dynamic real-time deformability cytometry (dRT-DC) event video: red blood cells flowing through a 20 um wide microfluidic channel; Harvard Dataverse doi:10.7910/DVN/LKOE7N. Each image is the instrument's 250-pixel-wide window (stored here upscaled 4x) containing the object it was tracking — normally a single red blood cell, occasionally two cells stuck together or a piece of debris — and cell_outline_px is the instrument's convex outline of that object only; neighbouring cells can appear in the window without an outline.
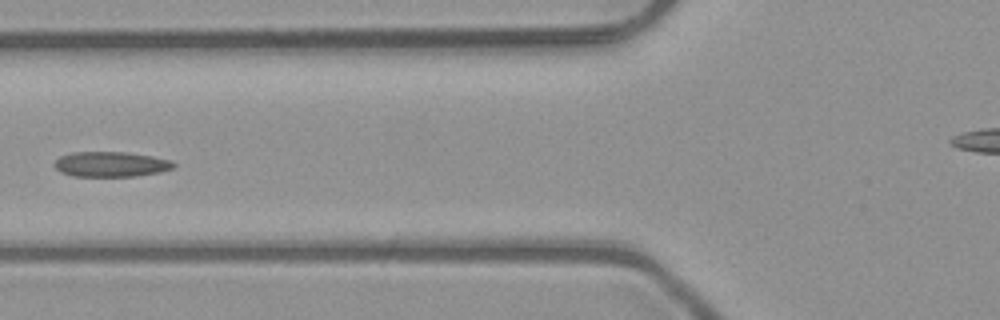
{"species": "common noctule bat (a hibernating species)", "species_latin": "Nyctalus noctula", "temperature_condition": "room temperature", "stored_images_in_passage": 5, "camera_frame_rate_fps": 3000, "um_per_image_px": 0.085, "animal": {"sex": "male", "body_mass_g": 23.1, "forearm_length_mm": 52.7}, "frame": {"image": 1, "passage_image": 5, "time_ms": 1.333, "image_size_px": [1000, 320], "cell_outline_px": [[176, 164], [172, 168], [160, 172], [136, 176], [72, 176], [60, 172], [52, 164], [60, 156], [72, 152], [128, 152], [152, 156], [172, 160]], "centroid_in_image_um": [9.42, 13.95], "position_along_channel_um": 116.4, "area_um2": 17.57}}